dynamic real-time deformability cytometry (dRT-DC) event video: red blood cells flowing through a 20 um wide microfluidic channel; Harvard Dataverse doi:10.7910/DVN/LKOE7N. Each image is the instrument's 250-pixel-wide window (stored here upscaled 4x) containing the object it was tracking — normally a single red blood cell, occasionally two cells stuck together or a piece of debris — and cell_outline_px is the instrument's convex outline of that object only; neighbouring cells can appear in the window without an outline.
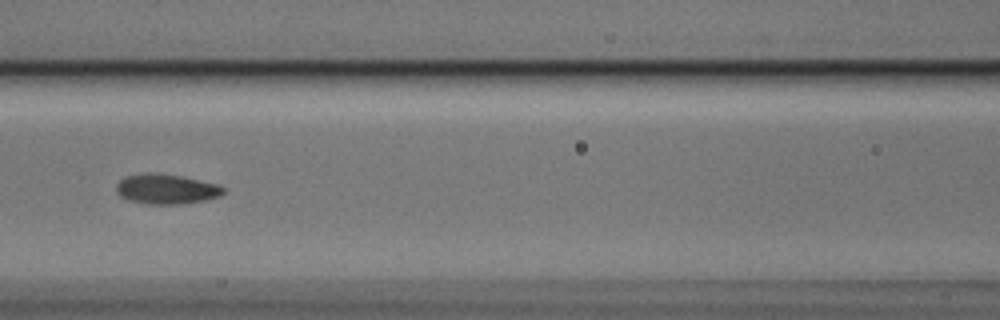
{"species": "Egyptian fruit bat (a non-hibernating species)", "species_latin": "Rousettus aegyptiacus", "temperature_condition": "cold", "stored_images_in_passage": 6, "camera_frame_rate_fps": 3000, "um_per_image_px": 0.085, "animal": {"sex": "male"}, "frame": {"image": 1, "passage_image": 6, "time_ms": 1.667, "image_size_px": [1000, 320], "cell_outline_px": [[224, 192], [220, 196], [204, 200], [180, 204], [144, 204], [128, 200], [120, 196], [116, 192], [116, 184], [124, 176], [148, 172], [152, 172], [180, 176], [216, 184], [224, 188]], "centroid_in_image_um": [14.07, 16.07], "position_along_channel_um": 152.5, "area_um2": 18.67}}